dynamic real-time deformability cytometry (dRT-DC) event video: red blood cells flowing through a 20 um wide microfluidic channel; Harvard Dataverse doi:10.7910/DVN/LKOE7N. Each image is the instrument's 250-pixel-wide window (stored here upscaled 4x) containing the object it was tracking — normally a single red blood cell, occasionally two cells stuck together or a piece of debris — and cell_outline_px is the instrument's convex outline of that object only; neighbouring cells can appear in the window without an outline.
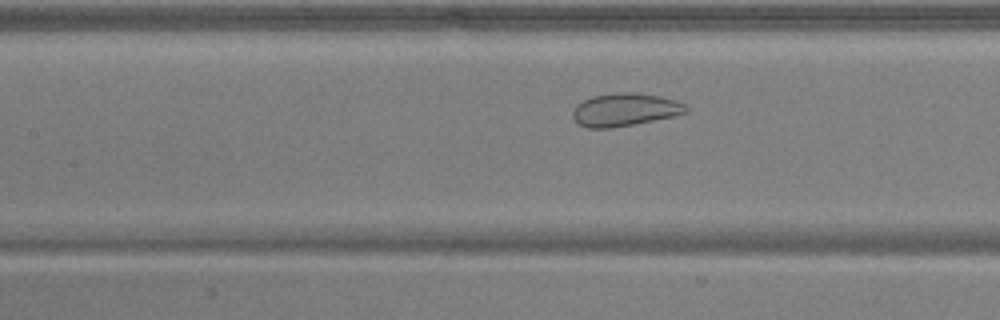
{"species": "common noctule bat (a hibernating species)", "species_latin": "Nyctalus noctula", "temperature_condition": "warm", "stored_images_in_passage": 43, "camera_frame_rate_fps": 3000, "um_per_image_px": 0.085, "animal": {"sex": "male", "body_mass_g": 17.9, "forearm_length_mm": 54.2}, "frame": {"image": 1, "passage_image": 15, "time_ms": 4.667, "image_size_px": [1000, 320], "cell_outline_px": [[688, 112], [676, 116], [612, 128], [588, 128], [580, 124], [572, 116], [572, 112], [576, 104], [592, 96], [616, 92], [632, 92], [660, 96], [684, 104], [688, 108]], "centroid_in_image_um": [53.11, 9.32], "position_along_channel_um": 154.3, "area_um2": 21.68}}
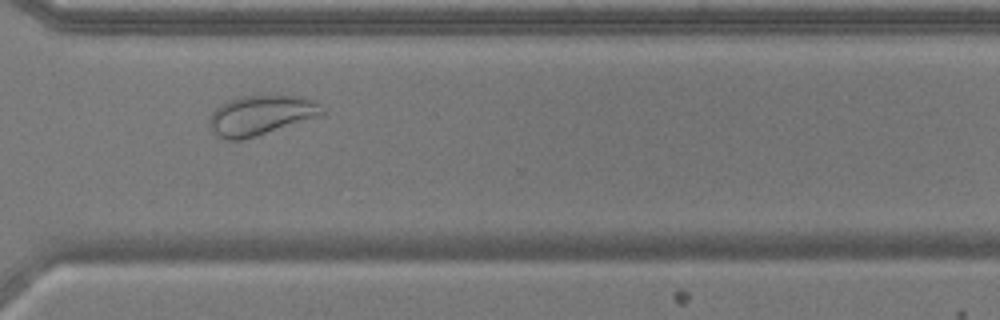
{"frame": {"image": 2, "passage_image": 30, "time_ms": 9.667, "image_size_px": [1000, 320], "cell_outline_px": [[324, 112], [256, 136], [240, 140], [228, 140], [216, 136], [208, 124], [208, 120], [212, 112], [220, 104], [236, 96], [300, 96], [316, 100], [320, 104]], "centroid_in_image_um": [22.06, 9.78], "position_along_channel_um": 348.5, "area_um2": 25.55}}
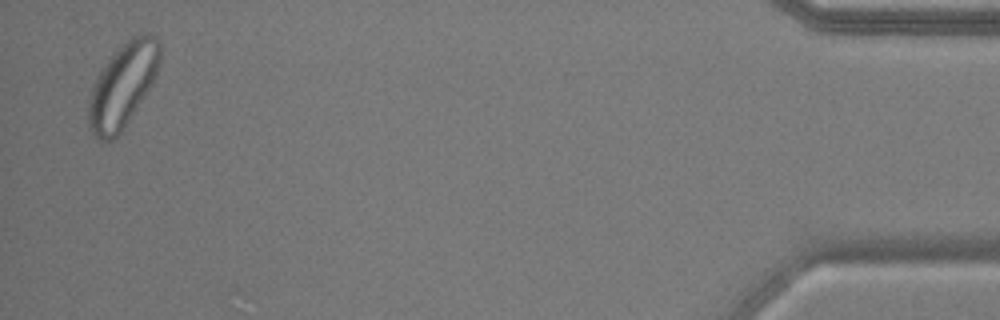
{"frame": {"image": 3, "passage_image": 42, "time_ms": 13.667, "image_size_px": [1000, 320], "cell_outline_px": [[160, 60], [156, 76], [144, 96], [120, 132], [112, 140], [104, 144], [96, 140], [88, 128], [88, 104], [92, 88], [100, 72], [108, 60], [132, 36], [144, 32], [148, 32], [156, 36], [160, 40]], "centroid_in_image_um": [10.43, 7.28], "position_along_channel_um": 424.8, "area_um2": 34.74}, "authors_computed_cell_mechanics": {"area_um2": 26.7614, "velocity_mm_per_s": 3.8897, "shape_relaxation_time_tau1_ms": null, "shape_relaxation_time_tau2_ms": 0.8297, "deformation_change_tau1": null, "deformation_change_tau2": 0.0698}}